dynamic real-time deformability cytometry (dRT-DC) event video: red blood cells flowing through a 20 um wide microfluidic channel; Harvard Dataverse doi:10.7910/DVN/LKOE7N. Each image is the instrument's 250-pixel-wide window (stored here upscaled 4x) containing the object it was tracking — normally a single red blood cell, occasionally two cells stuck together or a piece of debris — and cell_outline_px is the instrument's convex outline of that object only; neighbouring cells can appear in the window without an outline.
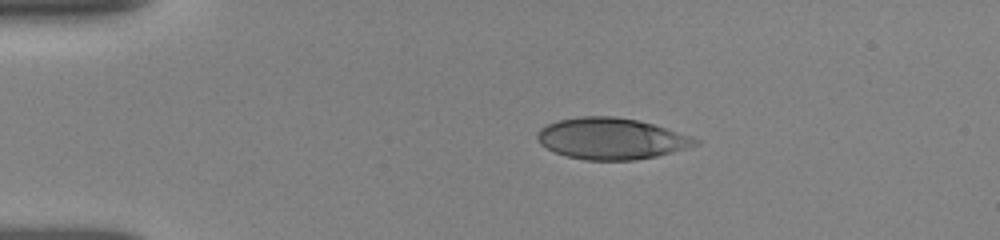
{"species": "human", "species_latin": "Homo sapiens", "temperature_condition": "room temperature", "stored_images_in_passage": 9, "camera_frame_rate_fps": 3000, "um_per_image_px": 0.085, "donor": {"sex": "female"}, "frame": {"image": 1, "passage_image": 1, "time_ms": 0.0, "image_size_px": [1000, 240], "cell_outline_px": [[700, 144], [656, 156], [636, 160], [584, 160], [568, 156], [556, 152], [540, 144], [536, 136], [540, 128], [556, 120], [580, 116], [612, 116], [636, 120], [652, 124], [692, 136], [700, 140]], "centroid_in_image_um": [51.95, 11.78], "position_along_channel_um": 33.1, "area_um2": 37.86}}
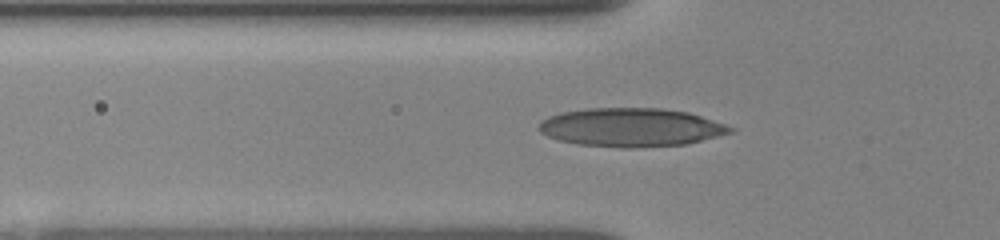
{"frame": {"image": 2, "passage_image": 6, "time_ms": 2.333, "image_size_px": [1000, 240], "cell_outline_px": [[736, 128], [732, 132], [688, 144], [632, 148], [620, 148], [580, 144], [560, 140], [548, 136], [540, 132], [540, 124], [548, 116], [560, 112], [588, 108], [660, 108], [688, 112]], "centroid_in_image_um": [53.65, 10.83], "position_along_channel_um": 72.2, "area_um2": 42.83}}
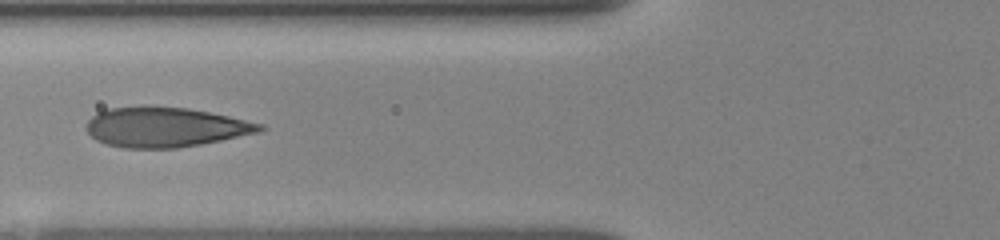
{"frame": {"image": 3, "passage_image": 8, "time_ms": 3.333, "image_size_px": [1000, 240], "cell_outline_px": [[268, 128], [260, 132], [200, 144], [176, 148], [124, 148], [108, 144], [96, 140], [88, 132], [88, 120], [96, 112], [108, 108], [140, 104], [144, 104], [188, 108], [228, 116], [264, 124]], "centroid_in_image_um": [14.04, 10.78], "position_along_channel_um": 111.8, "area_um2": 40.63}}